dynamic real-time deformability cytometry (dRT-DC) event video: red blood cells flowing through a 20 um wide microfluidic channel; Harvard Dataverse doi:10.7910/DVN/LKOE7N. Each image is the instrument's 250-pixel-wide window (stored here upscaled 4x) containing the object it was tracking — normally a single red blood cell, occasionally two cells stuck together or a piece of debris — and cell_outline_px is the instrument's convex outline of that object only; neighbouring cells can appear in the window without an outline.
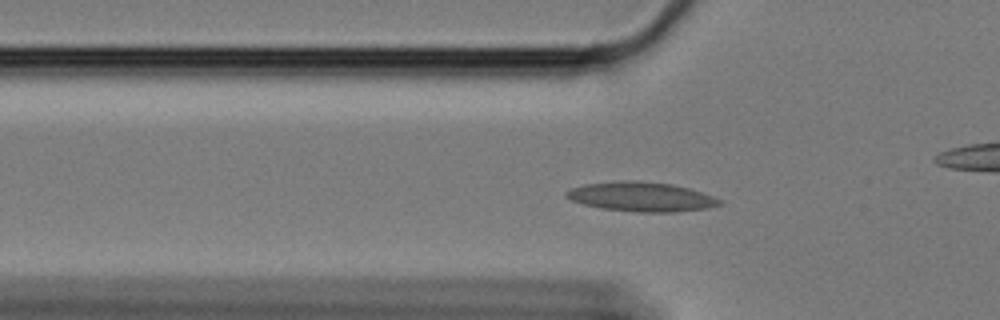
{"species": "Egyptian fruit bat (a non-hibernating species)", "species_latin": "Rousettus aegyptiacus", "temperature_condition": "cold", "stored_images_in_passage": 52, "camera_frame_rate_fps": 3000, "um_per_image_px": 0.085, "animal": {"sex": "female"}, "frame": {"image": 1, "passage_image": 18, "time_ms": 5.667, "image_size_px": [1000, 320], "cell_outline_px": [[724, 204], [708, 208], [676, 212], [636, 212], [600, 208], [584, 204], [572, 200], [564, 196], [564, 192], [568, 188], [584, 184], [620, 180], [640, 180], [672, 184], [688, 188], [712, 196], [720, 200]], "centroid_in_image_um": [54.47, 16.72], "position_along_channel_um": 71.3, "area_um2": 26.53}}
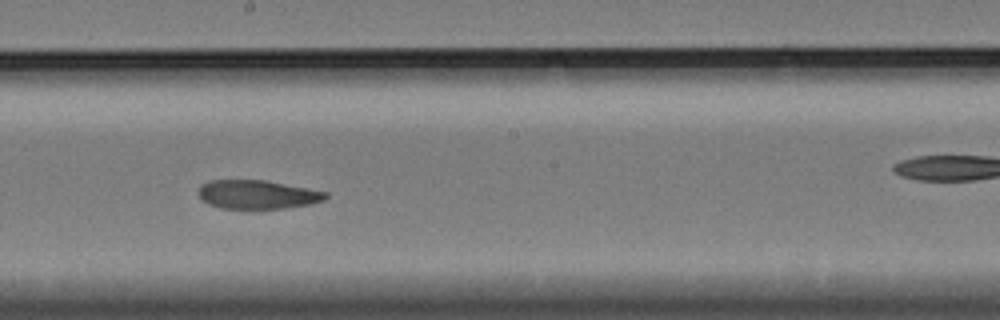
{"frame": {"image": 2, "passage_image": 32, "time_ms": 10.333, "image_size_px": [1000, 320], "cell_outline_px": [[328, 196], [324, 200], [312, 204], [284, 208], [220, 208], [208, 204], [200, 200], [196, 192], [200, 184], [208, 180], [264, 180], [328, 192]], "centroid_in_image_um": [21.81, 16.53], "position_along_channel_um": 226.4, "area_um2": 21.5}}
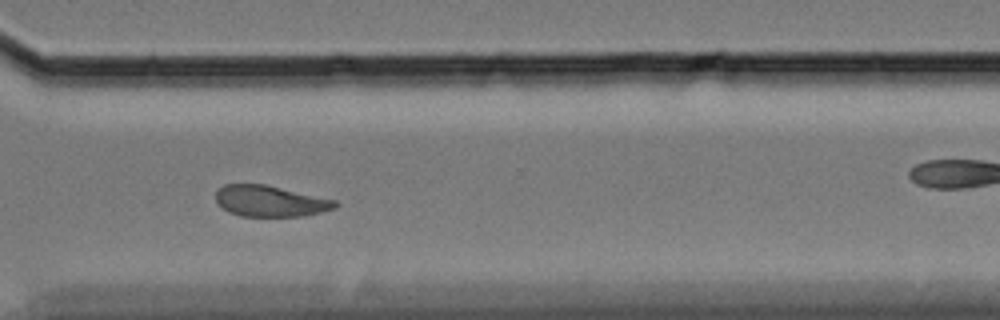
{"frame": {"image": 3, "passage_image": 43, "time_ms": 14.0, "image_size_px": [1000, 320], "cell_outline_px": [[340, 204], [336, 208], [304, 216], [240, 216], [228, 212], [216, 204], [216, 192], [224, 184], [264, 184], [336, 200]], "centroid_in_image_um": [22.95, 17.1], "position_along_channel_um": 347.6, "area_um2": 21.68}, "authors_computed_cell_mechanics": {"area_um2": 23.0333, "velocity_mm_per_s": 3.309, "shape_relaxation_time_tau1_ms": null, "shape_relaxation_time_tau2_ms": 5.0726, "deformation_change_tau1": null, "deformation_change_tau2": 0.0987}}